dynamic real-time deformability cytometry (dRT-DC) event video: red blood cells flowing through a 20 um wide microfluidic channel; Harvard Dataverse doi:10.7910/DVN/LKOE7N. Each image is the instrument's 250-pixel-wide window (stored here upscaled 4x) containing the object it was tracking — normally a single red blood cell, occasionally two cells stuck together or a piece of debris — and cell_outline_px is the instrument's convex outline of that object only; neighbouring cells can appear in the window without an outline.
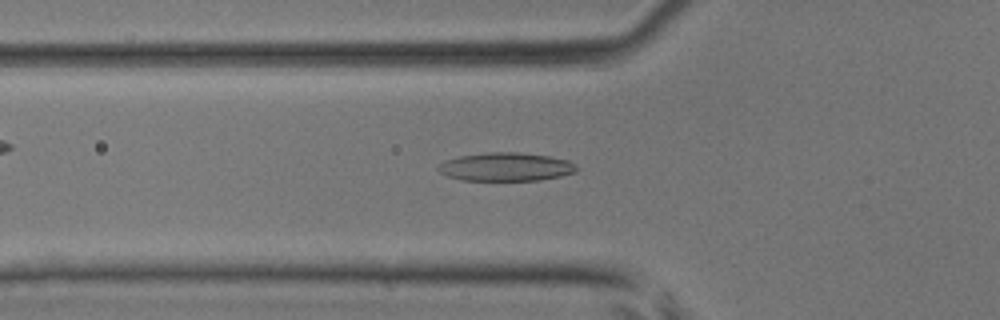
{"species": "common noctule bat (a hibernating species)", "species_latin": "Nyctalus noctula", "temperature_condition": "room temperature", "stored_images_in_passage": 43, "camera_frame_rate_fps": 3000, "um_per_image_px": 0.085, "animal": {"sex": "male", "body_mass_g": 17.9, "forearm_length_mm": 54.2}, "frame": {"image": 1, "passage_image": 15, "time_ms": 4.667, "image_size_px": [1000, 320], "cell_outline_px": [[576, 172], [560, 176], [540, 180], [460, 180], [448, 176], [440, 172], [436, 168], [444, 160], [460, 156], [488, 152], [520, 152], [548, 156], [568, 160], [576, 168]], "centroid_in_image_um": [42.96, 14.18], "position_along_channel_um": 82.8, "area_um2": 22.77}}
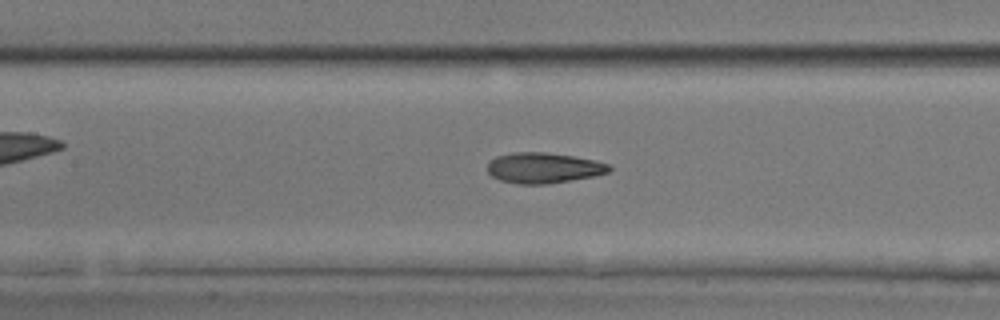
{"frame": {"image": 2, "passage_image": 20, "time_ms": 6.333, "image_size_px": [1000, 320], "cell_outline_px": [[612, 168], [608, 172], [592, 176], [548, 184], [516, 184], [500, 180], [492, 176], [488, 172], [488, 160], [496, 156], [512, 152], [544, 152], [572, 156], [592, 160], [608, 164]], "centroid_in_image_um": [46.14, 14.27], "position_along_channel_um": 161.3, "area_um2": 21.56}}
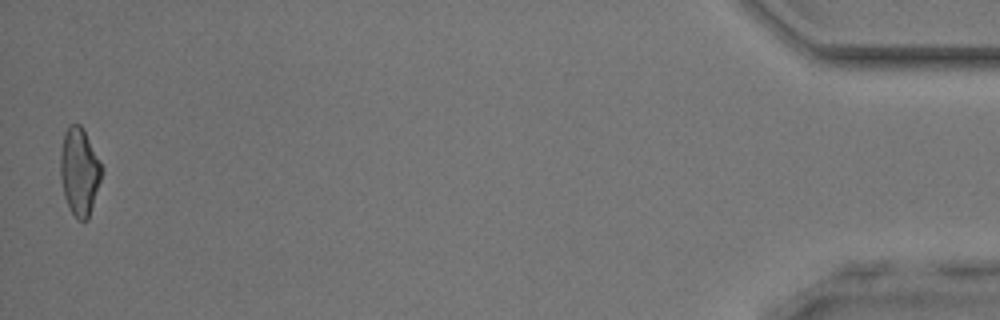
{"frame": {"image": 3, "passage_image": 43, "time_ms": 14.0, "image_size_px": [1000, 320], "cell_outline_px": [[104, 168], [88, 220], [76, 220], [64, 196], [60, 176], [60, 152], [64, 132], [68, 124], [80, 124]], "centroid_in_image_um": [6.74, 14.57], "position_along_channel_um": 428.5, "area_um2": 21.04}}